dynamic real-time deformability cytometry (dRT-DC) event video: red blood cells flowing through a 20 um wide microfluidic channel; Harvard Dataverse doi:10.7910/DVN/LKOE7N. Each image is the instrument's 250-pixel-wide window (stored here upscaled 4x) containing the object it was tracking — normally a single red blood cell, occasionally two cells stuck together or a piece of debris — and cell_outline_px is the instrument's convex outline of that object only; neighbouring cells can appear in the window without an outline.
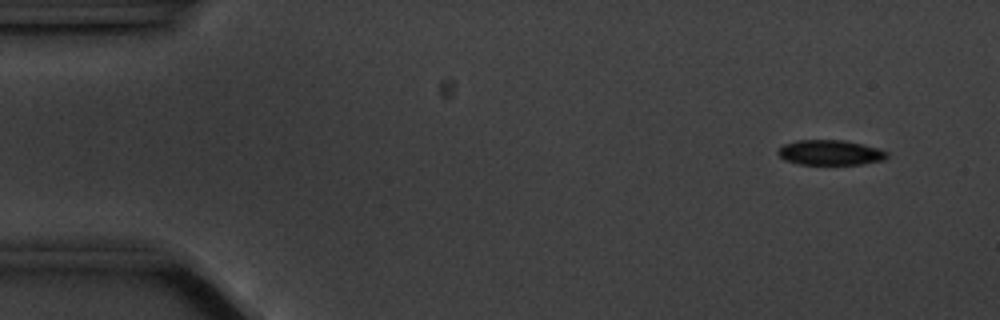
{"species": "common noctule bat (a hibernating species)", "species_latin": "Nyctalus noctula", "temperature_condition": "cold", "stored_images_in_passage": 56, "camera_frame_rate_fps": 3000, "um_per_image_px": 0.085, "animal": {"sex": "male", "body_mass_g": 20.1, "forearm_length_mm": 53.5}, "frame": {"image": 1, "passage_image": 4, "time_ms": 1.0, "image_size_px": [1000, 320], "cell_outline_px": [[888, 156], [884, 160], [860, 164], [800, 164], [784, 160], [776, 152], [784, 144], [796, 140], [844, 140], [876, 148], [888, 152]], "centroid_in_image_um": [70.54, 12.97], "position_along_channel_um": 14.5, "area_um2": 15.78}}
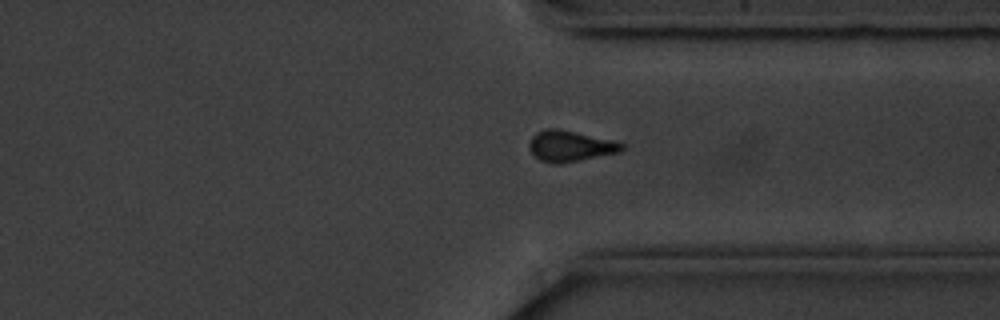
{"frame": {"image": 2, "passage_image": 42, "time_ms": 13.667, "image_size_px": [1000, 320], "cell_outline_px": [[624, 148], [620, 152], [560, 164], [556, 164], [540, 160], [528, 148], [528, 144], [532, 136], [536, 132], [544, 128], [560, 128], [612, 140], [624, 144]], "centroid_in_image_um": [48.44, 12.4], "position_along_channel_um": 363.0, "area_um2": 16.76}}
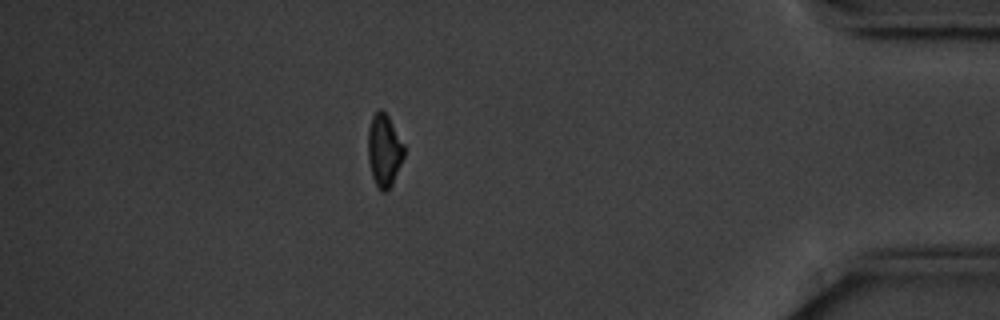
{"frame": {"image": 3, "passage_image": 49, "time_ms": 16.0, "image_size_px": [1000, 320], "cell_outline_px": [[404, 156], [392, 184], [384, 192], [380, 192], [372, 176], [368, 160], [368, 128], [372, 116], [380, 108], [388, 116], [404, 144]], "centroid_in_image_um": [32.64, 12.77], "position_along_channel_um": 402.6, "area_um2": 15.14}, "authors_computed_cell_mechanics": {"area_um2": 16.5886, "velocity_mm_per_s": 3.5387, "shape_relaxation_time_tau1_ms": 2.832, "shape_relaxation_time_tau2_ms": null, "deformation_change_tau1": 0.0855, "deformation_change_tau2": null}}